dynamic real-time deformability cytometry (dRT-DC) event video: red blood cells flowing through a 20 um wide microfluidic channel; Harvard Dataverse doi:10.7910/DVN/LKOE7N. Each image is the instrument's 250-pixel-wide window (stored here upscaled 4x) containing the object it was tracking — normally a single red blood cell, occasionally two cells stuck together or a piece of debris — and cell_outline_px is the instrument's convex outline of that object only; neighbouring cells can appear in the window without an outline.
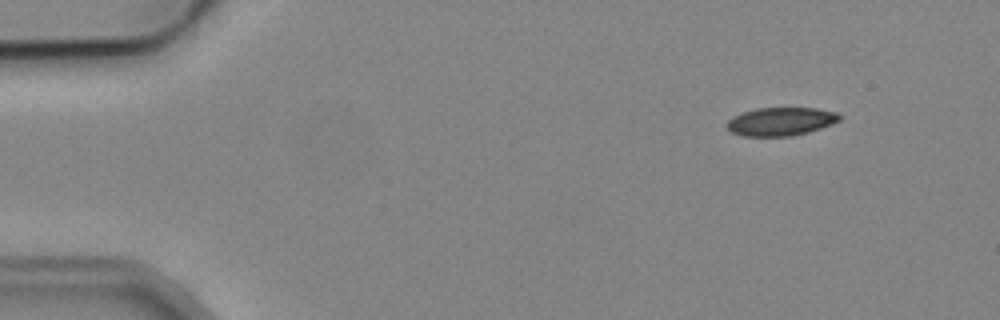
{"species": "common noctule bat (a hibernating species)", "species_latin": "Nyctalus noctula", "temperature_condition": "cold", "stored_images_in_passage": 3, "camera_frame_rate_fps": 3000, "um_per_image_px": 0.085, "animal": {"sex": "male", "body_mass_g": 19.2, "forearm_length_mm": 51.8}, "frame": {"image": 1, "passage_image": 1, "time_ms": 0.0, "image_size_px": [1000, 320], "cell_outline_px": [[844, 116], [840, 120], [832, 124], [808, 132], [792, 136], [740, 136], [732, 132], [728, 128], [728, 120], [732, 116], [756, 108], [816, 108], [836, 112]], "centroid_in_image_um": [66.39, 10.32], "position_along_channel_um": 18.6, "area_um2": 18.61}}
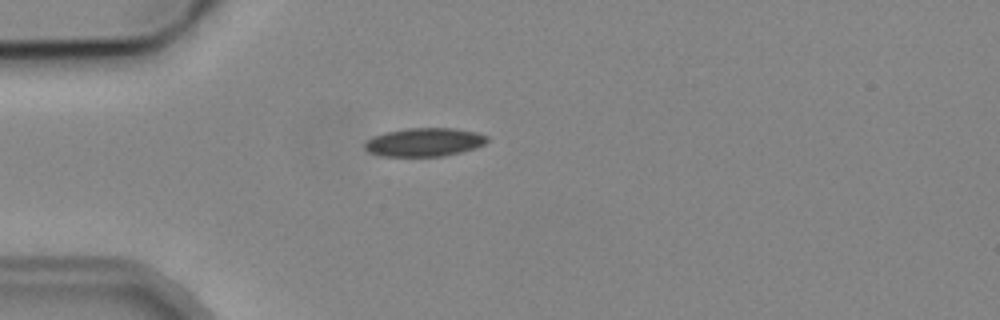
{"frame": {"image": 2, "passage_image": 3, "time_ms": 3.0, "image_size_px": [1000, 320], "cell_outline_px": [[488, 140], [484, 144], [476, 148], [444, 156], [380, 156], [368, 152], [364, 148], [364, 144], [372, 136], [384, 132], [404, 128], [452, 128], [476, 132], [488, 136]], "centroid_in_image_um": [36.04, 12.08], "position_along_channel_um": 49.0, "area_um2": 20.46}}